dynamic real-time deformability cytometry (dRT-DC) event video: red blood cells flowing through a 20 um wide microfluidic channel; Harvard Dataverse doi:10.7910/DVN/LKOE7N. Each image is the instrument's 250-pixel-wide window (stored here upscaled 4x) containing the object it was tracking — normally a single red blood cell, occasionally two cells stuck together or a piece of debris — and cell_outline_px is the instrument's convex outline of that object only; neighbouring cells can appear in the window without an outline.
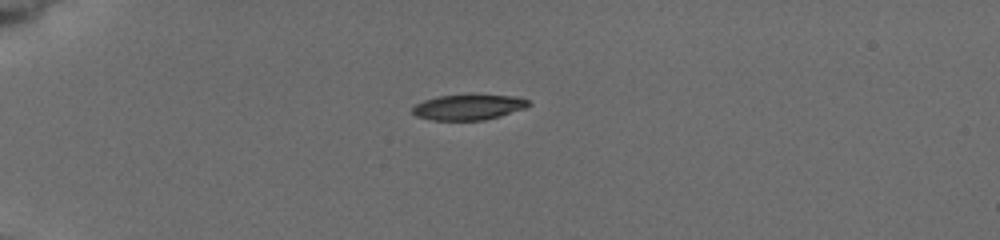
{"species": "common noctule bat (a hibernating species)", "species_latin": "Nyctalus noctula", "temperature_condition": "cold", "stored_images_in_passage": 36, "camera_frame_rate_fps": 3000, "um_per_image_px": 0.085, "animal": {"sex": "female", "body_mass_g": 19.5, "forearm_length_mm": 54.1}, "frame": {"image": 1, "passage_image": 1, "time_ms": 0.0, "image_size_px": [1000, 240], "cell_outline_px": [[532, 104], [524, 108], [500, 116], [484, 120], [432, 120], [416, 116], [412, 112], [412, 108], [416, 104], [424, 100], [436, 96], [468, 92], [472, 92], [516, 96], [528, 100]], "centroid_in_image_um": [39.83, 9.05], "position_along_channel_um": 45.2, "area_um2": 18.03}}
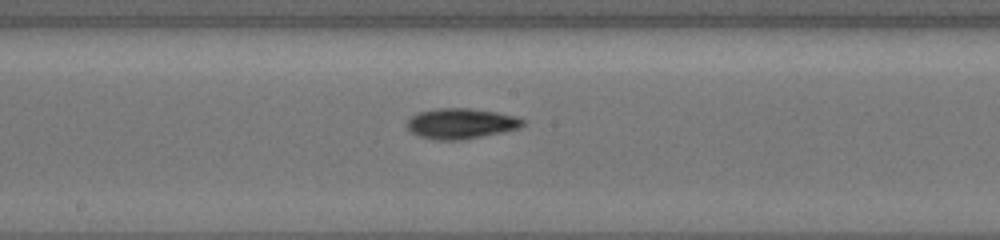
{"frame": {"image": 2, "passage_image": 15, "time_ms": 5.333, "image_size_px": [1000, 240], "cell_outline_px": [[524, 124], [520, 128], [460, 140], [436, 140], [420, 136], [412, 132], [408, 128], [408, 120], [412, 116], [420, 112], [436, 108], [468, 108], [496, 112], [516, 116], [524, 120]], "centroid_in_image_um": [39.19, 10.49], "position_along_channel_um": 209.0, "area_um2": 20.23}}
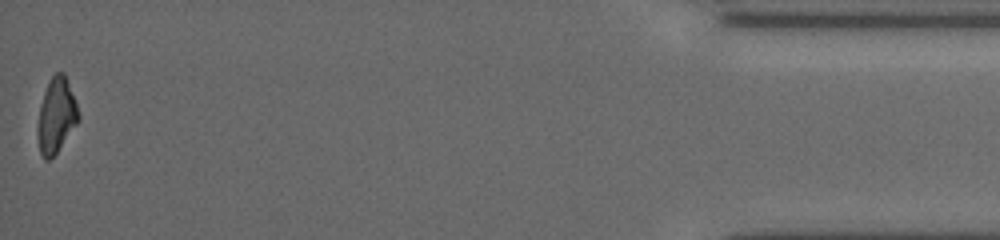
{"frame": {"image": 3, "passage_image": 36, "time_ms": 13.0, "image_size_px": [1000, 240], "cell_outline_px": [[80, 120], [56, 152], [48, 160], [44, 160], [40, 152], [36, 136], [36, 128], [40, 104], [44, 92], [52, 76], [56, 72], [64, 72], [76, 104], [80, 116]], "centroid_in_image_um": [4.76, 9.84], "position_along_channel_um": 430.4, "area_um2": 17.74}, "authors_computed_cell_mechanics": {"area_um2": 18.6116, "velocity_mm_per_s": 3.8856, "shape_relaxation_time_tau1_ms": 2.4686, "shape_relaxation_time_tau2_ms": 6.8947, "deformation_change_tau1": 0.1268, "deformation_change_tau2": 0.1507}}